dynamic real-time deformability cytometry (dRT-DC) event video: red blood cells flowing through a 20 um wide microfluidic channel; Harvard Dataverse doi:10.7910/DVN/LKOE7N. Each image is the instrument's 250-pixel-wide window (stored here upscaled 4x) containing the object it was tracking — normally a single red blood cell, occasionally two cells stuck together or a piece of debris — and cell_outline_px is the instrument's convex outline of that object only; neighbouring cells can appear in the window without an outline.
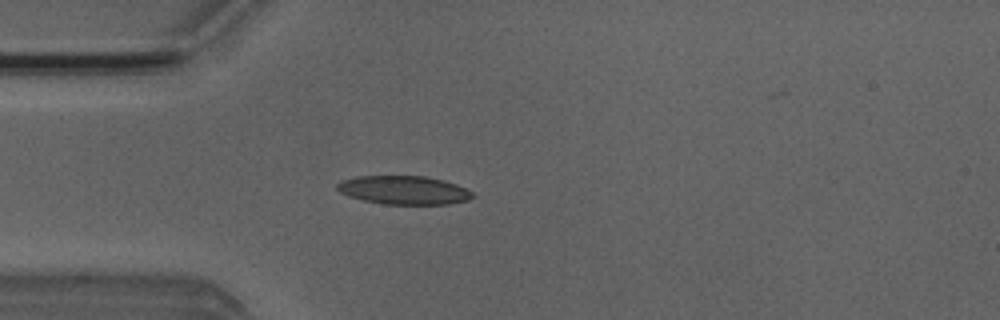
{"species": "Egyptian fruit bat (a non-hibernating species)", "species_latin": "Rousettus aegyptiacus", "temperature_condition": "room temperature", "stored_images_in_passage": 4, "camera_frame_rate_fps": 3000, "um_per_image_px": 0.085, "animal": {"sex": "male"}, "frame": {"image": 1, "passage_image": 4, "time_ms": 3.667, "image_size_px": [1000, 320], "cell_outline_px": [[476, 196], [468, 200], [448, 204], [384, 204], [364, 200], [348, 196], [340, 192], [336, 188], [336, 184], [340, 180], [356, 176], [424, 176], [444, 180], [456, 184], [472, 192]], "centroid_in_image_um": [34.31, 16.15], "position_along_channel_um": 50.7, "area_um2": 22.6}}